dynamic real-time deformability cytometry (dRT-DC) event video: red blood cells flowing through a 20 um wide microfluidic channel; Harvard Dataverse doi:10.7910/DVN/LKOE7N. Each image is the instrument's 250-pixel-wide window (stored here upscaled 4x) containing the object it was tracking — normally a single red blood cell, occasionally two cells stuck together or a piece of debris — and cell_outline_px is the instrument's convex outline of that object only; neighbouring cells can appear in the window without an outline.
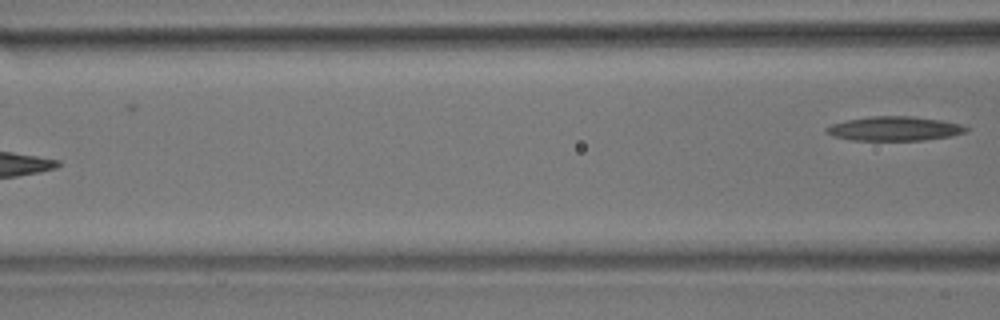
{"species": "common noctule bat (a hibernating species)", "species_latin": "Nyctalus noctula", "temperature_condition": "room temperature", "stored_images_in_passage": 4, "camera_frame_rate_fps": 3000, "um_per_image_px": 0.085, "animal": {"sex": "male", "body_mass_g": 17.9}, "frame": {"image": 1, "passage_image": 4, "time_ms": 1.0, "image_size_px": [1000, 320], "cell_outline_px": [[968, 128], [964, 132], [952, 136], [924, 140], [852, 140], [832, 136], [824, 132], [824, 128], [832, 124], [848, 120], [872, 116], [912, 116], [940, 120], [960, 124]], "centroid_in_image_um": [75.99, 10.94], "position_along_channel_um": 90.6, "area_um2": 19.65}}